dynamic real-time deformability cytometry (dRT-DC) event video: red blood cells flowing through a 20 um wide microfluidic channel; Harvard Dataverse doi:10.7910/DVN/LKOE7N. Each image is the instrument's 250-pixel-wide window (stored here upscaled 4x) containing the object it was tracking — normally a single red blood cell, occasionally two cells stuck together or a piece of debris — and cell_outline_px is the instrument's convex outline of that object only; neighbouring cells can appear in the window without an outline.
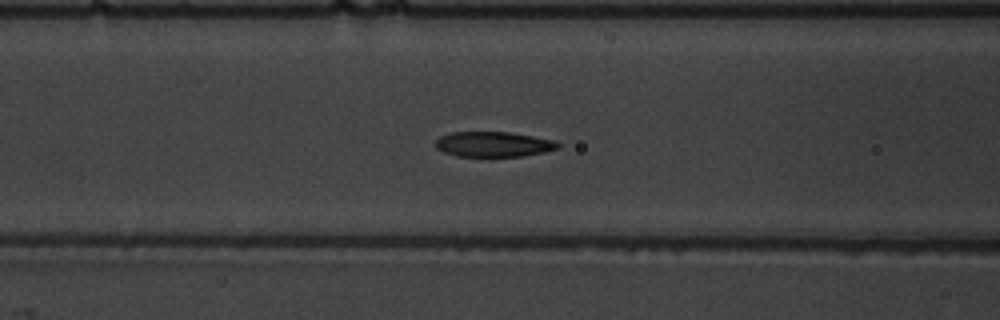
{"species": "common noctule bat (a hibernating species)", "species_latin": "Nyctalus noctula", "temperature_condition": "warm", "stored_images_in_passage": 54, "camera_frame_rate_fps": 3000, "um_per_image_px": 0.085, "animal": {"sex": "male", "body_mass_g": 19.5, "forearm_length_mm": 54.6}, "frame": {"image": 1, "passage_image": 23, "time_ms": 7.333, "image_size_px": [1000, 320], "cell_outline_px": [[560, 148], [544, 152], [524, 156], [456, 156], [444, 152], [436, 148], [432, 144], [440, 136], [452, 132], [508, 132], [556, 140], [560, 144]], "centroid_in_image_um": [41.94, 12.26], "position_along_channel_um": 124.7, "area_um2": 18.09}}
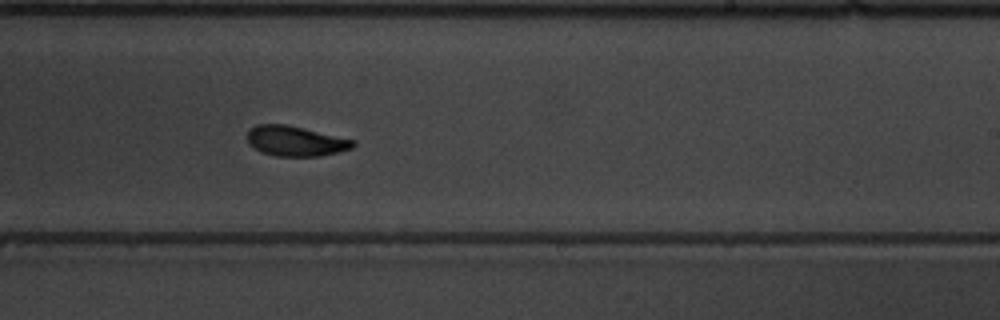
{"frame": {"image": 2, "passage_image": 34, "time_ms": 11.0, "image_size_px": [1000, 320], "cell_outline_px": [[356, 144], [352, 148], [340, 152], [320, 156], [276, 156], [260, 152], [252, 148], [248, 144], [244, 136], [248, 128], [256, 124], [284, 124], [304, 128], [356, 140]], "centroid_in_image_um": [25.06, 11.98], "position_along_channel_um": 263.9, "area_um2": 19.07}}
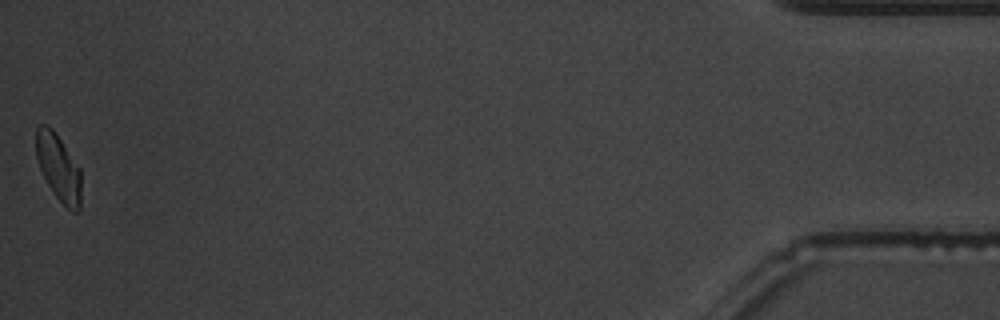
{"frame": {"image": 3, "passage_image": 54, "time_ms": 17.667, "image_size_px": [1000, 320], "cell_outline_px": [[80, 208], [76, 212], [72, 212], [56, 196], [48, 184], [40, 168], [36, 156], [36, 128], [40, 124], [48, 124], [52, 128], [80, 168]], "centroid_in_image_um": [4.96, 14.21], "position_along_channel_um": 430.2, "area_um2": 17.22}, "authors_computed_cell_mechanics": {"area_um2": 18.3804, "velocity_mm_per_s": 3.8025, "shape_relaxation_time_tau1_ms": 3.266, "shape_relaxation_time_tau2_ms": 1.6699, "deformation_change_tau1": 0.1447, "deformation_change_tau2": 0.0714}}